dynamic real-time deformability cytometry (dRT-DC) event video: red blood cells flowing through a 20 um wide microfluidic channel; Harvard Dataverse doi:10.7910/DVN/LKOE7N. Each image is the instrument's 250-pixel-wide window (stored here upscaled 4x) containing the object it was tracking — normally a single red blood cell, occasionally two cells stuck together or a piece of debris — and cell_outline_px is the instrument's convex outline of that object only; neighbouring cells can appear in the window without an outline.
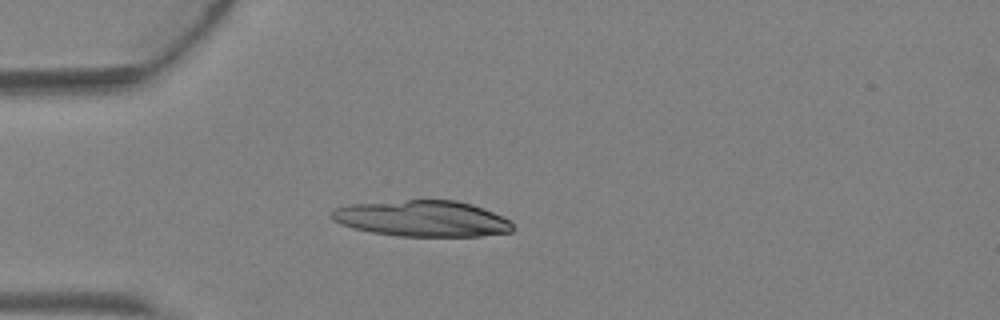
{"species": "Egyptian fruit bat (a non-hibernating species)", "species_latin": "Rousettus aegyptiacus", "temperature_condition": "warm", "stored_images_in_passage": 3, "camera_frame_rate_fps": 3000, "um_per_image_px": 0.085, "animal": {"sex": "female"}, "frame": {"image": 1, "passage_image": 3, "time_ms": 0.667, "image_size_px": [1000, 320], "cell_outline_px": [[516, 228], [512, 232], [480, 236], [396, 236], [372, 232], [352, 228], [340, 224], [332, 220], [328, 216], [336, 208], [348, 204], [408, 200], [456, 200], [472, 204], [484, 208], [508, 220]], "centroid_in_image_um": [35.87, 18.58], "position_along_channel_um": 49.1, "area_um2": 38.21}}